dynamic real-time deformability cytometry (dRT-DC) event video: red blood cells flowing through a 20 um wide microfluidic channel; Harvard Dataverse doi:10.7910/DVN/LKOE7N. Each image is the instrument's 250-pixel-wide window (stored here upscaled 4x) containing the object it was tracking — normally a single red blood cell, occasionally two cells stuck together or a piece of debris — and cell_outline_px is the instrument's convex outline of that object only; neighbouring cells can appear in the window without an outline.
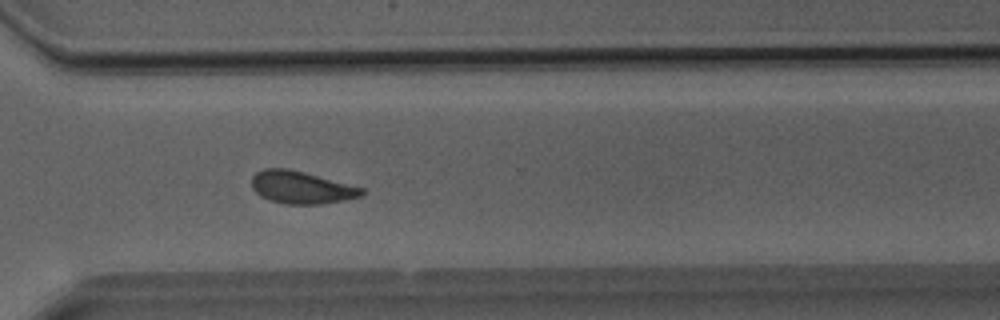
{"species": "Egyptian fruit bat (a non-hibernating species)", "species_latin": "Rousettus aegyptiacus", "temperature_condition": "room temperature", "stored_images_in_passage": 38, "camera_frame_rate_fps": 3000, "um_per_image_px": 0.085, "animal": {"sex": "male"}, "frame": {"image": 1, "passage_image": 28, "time_ms": 9.0, "image_size_px": [1000, 320], "cell_outline_px": [[364, 192], [360, 196], [344, 200], [320, 204], [284, 204], [268, 200], [260, 196], [252, 188], [252, 176], [256, 172], [264, 168], [288, 168], [304, 172], [364, 188]], "centroid_in_image_um": [25.57, 15.93], "position_along_channel_um": 345.0, "area_um2": 20.81}}
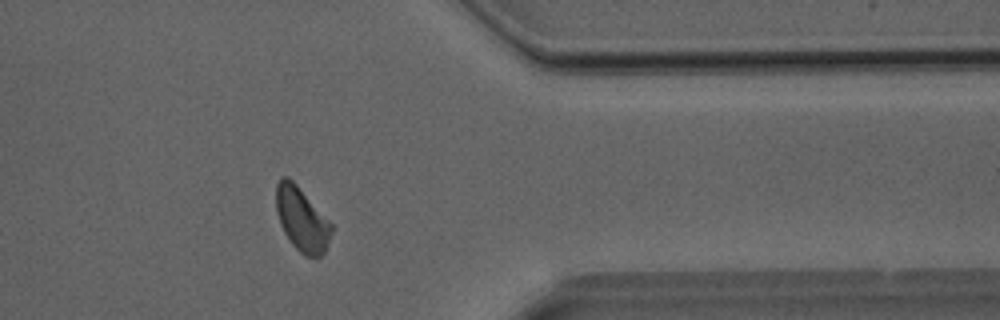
{"frame": {"image": 2, "passage_image": 31, "time_ms": 10.0, "image_size_px": [1000, 320], "cell_outline_px": [[332, 232], [324, 252], [316, 260], [304, 256], [292, 244], [284, 232], [280, 224], [276, 212], [276, 184], [280, 176], [288, 176], [296, 184], [332, 224]], "centroid_in_image_um": [25.63, 18.66], "position_along_channel_um": 385.8, "area_um2": 20.63}}
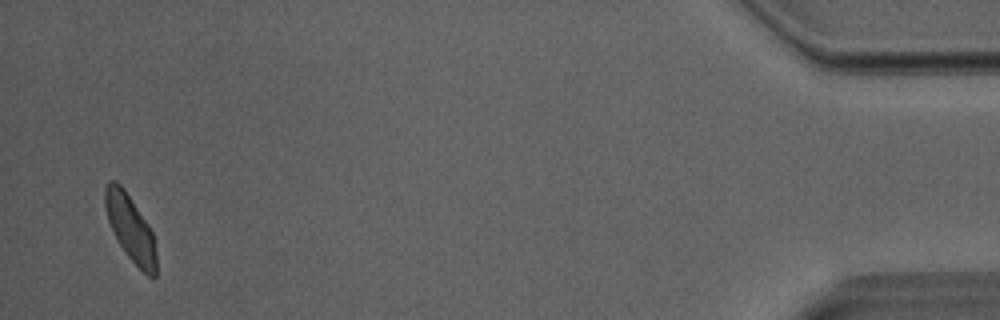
{"frame": {"image": 3, "passage_image": 37, "time_ms": 12.0, "image_size_px": [1000, 320], "cell_outline_px": [[156, 276], [148, 276], [128, 256], [120, 244], [108, 220], [104, 204], [104, 188], [108, 180], [116, 180], [124, 188], [148, 224], [152, 232], [156, 252]], "centroid_in_image_um": [11.07, 19.33], "position_along_channel_um": 424.1, "area_um2": 19.42}}